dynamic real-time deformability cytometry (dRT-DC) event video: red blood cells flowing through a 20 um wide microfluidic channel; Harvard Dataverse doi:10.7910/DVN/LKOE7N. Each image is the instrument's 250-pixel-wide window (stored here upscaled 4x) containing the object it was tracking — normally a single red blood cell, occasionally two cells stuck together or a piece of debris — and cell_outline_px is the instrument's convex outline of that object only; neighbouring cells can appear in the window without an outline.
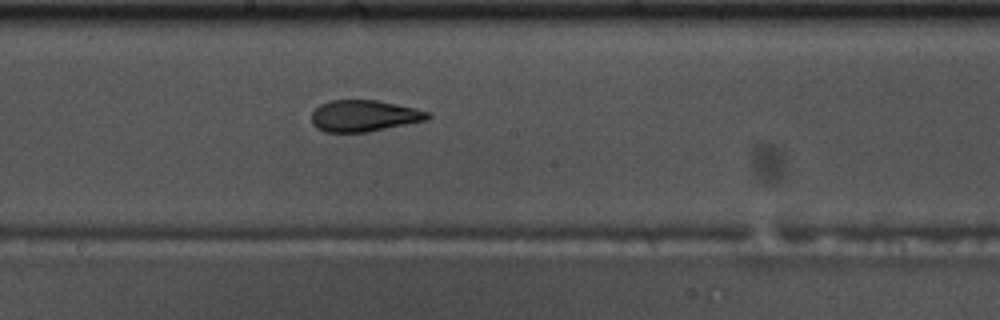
{"species": "common noctule bat (a hibernating species)", "species_latin": "Nyctalus noctula", "temperature_condition": "warm", "stored_images_in_passage": 45, "camera_frame_rate_fps": 3000, "um_per_image_px": 0.085, "animal": {"sex": "male", "body_mass_g": 17.5, "forearm_length_mm": 52.3}, "frame": {"image": 1, "passage_image": 20, "time_ms": 6.333, "image_size_px": [1000, 320], "cell_outline_px": [[432, 116], [428, 120], [368, 132], [324, 132], [316, 128], [312, 124], [312, 112], [320, 104], [328, 100], [376, 100], [416, 108], [428, 112]], "centroid_in_image_um": [30.94, 9.85], "position_along_channel_um": 217.3, "area_um2": 21.44}}
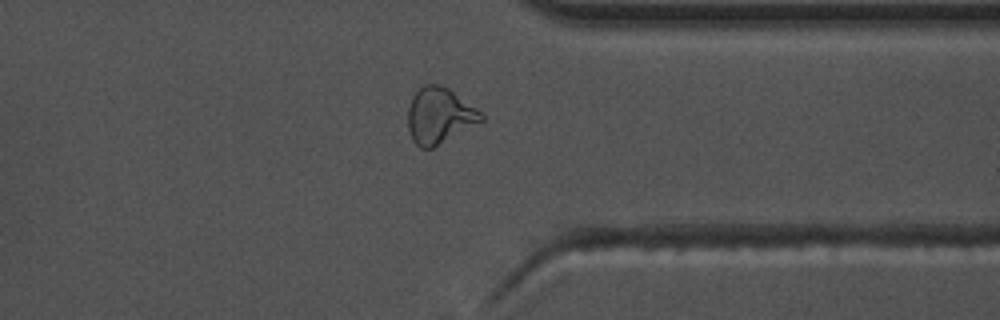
{"frame": {"image": 2, "passage_image": 33, "time_ms": 10.667, "image_size_px": [1000, 320], "cell_outline_px": [[484, 120], [432, 148], [420, 148], [412, 140], [408, 128], [408, 108], [412, 96], [424, 84], [444, 84], [476, 108], [484, 116]], "centroid_in_image_um": [37.33, 9.81], "position_along_channel_um": 374.1, "area_um2": 23.81}}
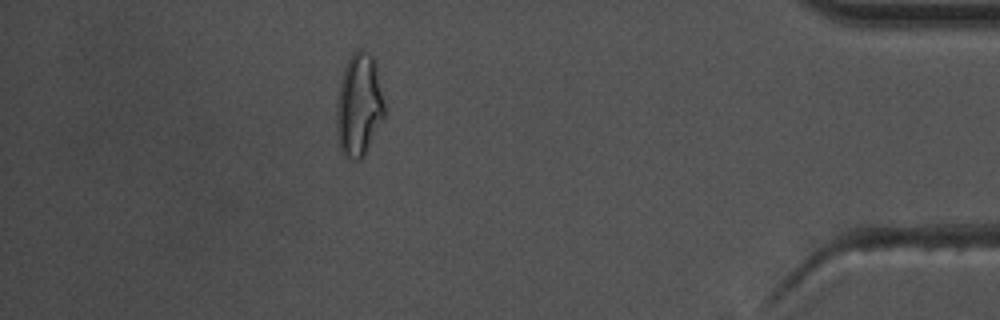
{"frame": {"image": 3, "passage_image": 39, "time_ms": 12.667, "image_size_px": [1000, 320], "cell_outline_px": [[384, 116], [364, 156], [360, 160], [352, 160], [344, 156], [340, 152], [336, 132], [336, 104], [340, 80], [344, 68], [352, 52], [356, 48], [360, 48], [372, 52], [376, 60], [384, 104]], "centroid_in_image_um": [30.49, 8.9], "position_along_channel_um": 404.7, "area_um2": 29.36}, "authors_computed_cell_mechanics": {"area_um2": 21.675, "velocity_mm_per_s": 3.6878, "shape_relaxation_time_tau1_ms": 8.8635, "shape_relaxation_time_tau2_ms": 1.7336, "deformation_change_tau1": 0.2222, "deformation_change_tau2": 0.0896}}